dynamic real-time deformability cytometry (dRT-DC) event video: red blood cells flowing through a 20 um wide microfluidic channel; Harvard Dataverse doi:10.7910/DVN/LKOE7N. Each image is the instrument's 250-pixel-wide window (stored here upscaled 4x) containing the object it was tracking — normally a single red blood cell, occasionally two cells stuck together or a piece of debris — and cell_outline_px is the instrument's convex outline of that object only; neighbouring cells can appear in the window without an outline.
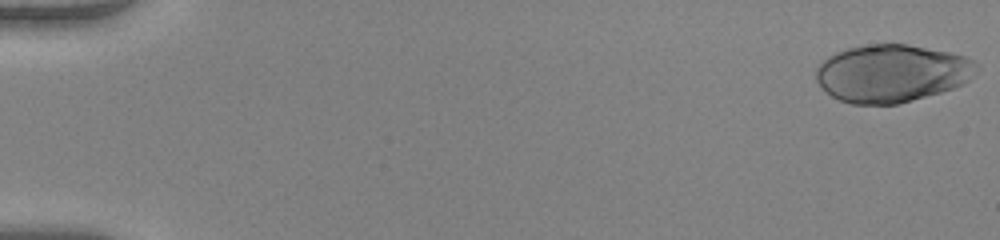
{"species": "human", "species_latin": "Homo sapiens", "temperature_condition": "warm", "stored_images_in_passage": 51, "camera_frame_rate_fps": 3000, "um_per_image_px": 0.085, "donor": {"sex": "female"}, "frame": {"image": 1, "passage_image": 1, "time_ms": 0.0, "image_size_px": [1000, 240], "cell_outline_px": [[980, 64], [968, 80], [964, 84], [940, 92], [896, 104], [852, 104], [840, 100], [832, 96], [820, 88], [816, 80], [816, 68], [828, 56], [836, 52], [848, 48], [872, 44], [908, 44], [948, 52], [964, 56]], "centroid_in_image_um": [75.77, 6.23], "position_along_channel_um": 9.2, "area_um2": 53.7}}
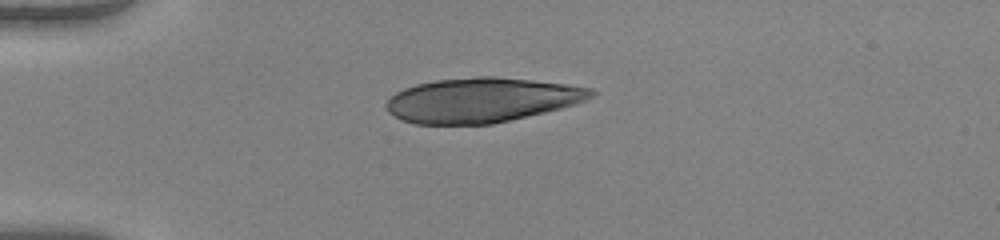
{"frame": {"image": 2, "passage_image": 14, "time_ms": 4.333, "image_size_px": [1000, 240], "cell_outline_px": [[596, 92], [588, 100], [576, 104], [544, 112], [492, 124], [416, 124], [400, 120], [388, 112], [384, 104], [396, 92], [404, 88], [416, 84], [436, 80], [476, 76], [496, 76], [568, 84], [592, 88]], "centroid_in_image_um": [40.93, 8.5], "position_along_channel_um": 44.1, "area_um2": 53.41}}